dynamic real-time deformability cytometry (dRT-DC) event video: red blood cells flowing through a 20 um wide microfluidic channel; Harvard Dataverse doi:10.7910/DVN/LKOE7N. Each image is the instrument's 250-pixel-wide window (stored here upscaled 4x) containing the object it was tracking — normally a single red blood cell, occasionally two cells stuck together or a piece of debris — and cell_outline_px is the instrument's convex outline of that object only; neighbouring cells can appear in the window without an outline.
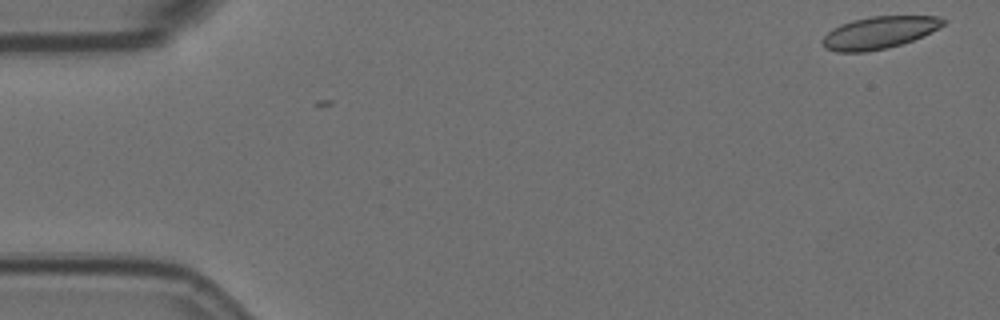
{"species": "Egyptian fruit bat (a non-hibernating species)", "species_latin": "Rousettus aegyptiacus", "temperature_condition": "room temperature", "stored_images_in_passage": 5, "camera_frame_rate_fps": 3000, "um_per_image_px": 0.085, "animal": {"sex": "female"}, "frame": {"image": 1, "passage_image": 1, "time_ms": 0.0, "image_size_px": [1000, 320], "cell_outline_px": [[944, 24], [932, 32], [912, 40], [900, 44], [884, 48], [864, 52], [836, 52], [824, 48], [820, 40], [832, 28], [840, 24], [852, 20], [872, 16], [940, 16], [944, 20]], "centroid_in_image_um": [74.68, 2.77], "position_along_channel_um": 10.3, "area_um2": 22.6}}